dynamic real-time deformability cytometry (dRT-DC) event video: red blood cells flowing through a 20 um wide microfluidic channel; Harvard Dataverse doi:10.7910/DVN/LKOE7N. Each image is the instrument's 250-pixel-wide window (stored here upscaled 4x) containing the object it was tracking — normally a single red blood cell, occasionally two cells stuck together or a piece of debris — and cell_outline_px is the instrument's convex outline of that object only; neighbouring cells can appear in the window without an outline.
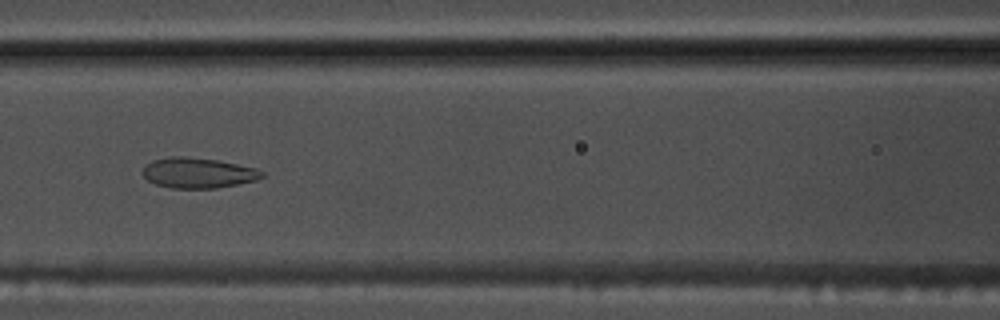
{"species": "common noctule bat (a hibernating species)", "species_latin": "Nyctalus noctula", "temperature_condition": "warm", "stored_images_in_passage": 44, "camera_frame_rate_fps": 3000, "um_per_image_px": 0.085, "animal": {"sex": "male", "body_mass_g": 17.5, "forearm_length_mm": 52.3}, "frame": {"image": 1, "passage_image": 16, "time_ms": 5.0, "image_size_px": [1000, 320], "cell_outline_px": [[264, 176], [256, 180], [240, 184], [216, 188], [172, 188], [156, 184], [148, 180], [140, 172], [152, 160], [168, 156], [184, 156], [216, 160], [256, 168], [264, 172]], "centroid_in_image_um": [16.83, 14.69], "position_along_channel_um": 149.8, "area_um2": 21.1}}
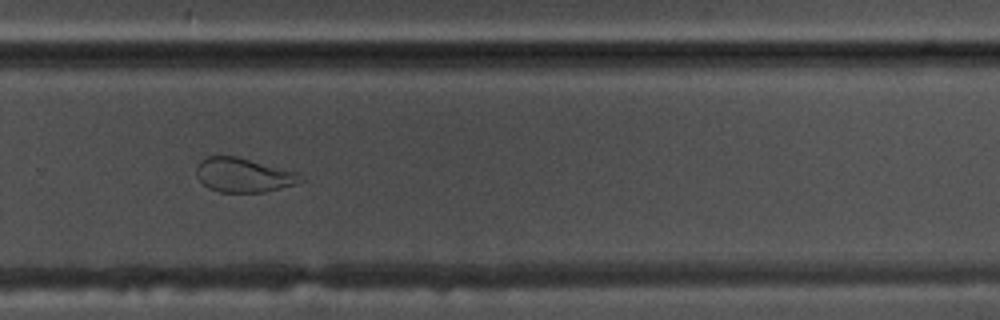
{"frame": {"image": 2, "passage_image": 29, "time_ms": 9.333, "image_size_px": [1000, 320], "cell_outline_px": [[304, 180], [296, 184], [264, 192], [220, 192], [208, 188], [196, 176], [196, 168], [200, 160], [208, 156], [236, 156], [296, 172], [304, 176]], "centroid_in_image_um": [20.69, 14.88], "position_along_channel_um": 309.1, "area_um2": 20.69}}
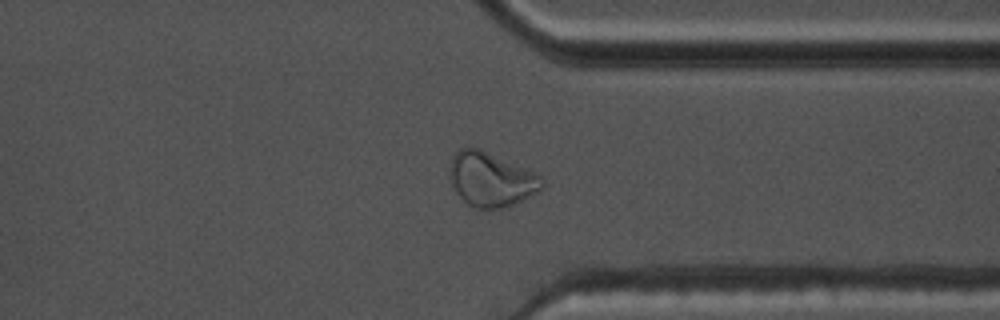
{"frame": {"image": 3, "passage_image": 34, "time_ms": 11.0, "image_size_px": [1000, 320], "cell_outline_px": [[544, 188], [504, 208], [476, 208], [468, 204], [456, 192], [452, 184], [452, 156], [460, 148], [480, 148], [532, 172], [540, 176], [544, 180]], "centroid_in_image_um": [41.75, 15.25], "position_along_channel_um": 369.7, "area_um2": 28.32}}